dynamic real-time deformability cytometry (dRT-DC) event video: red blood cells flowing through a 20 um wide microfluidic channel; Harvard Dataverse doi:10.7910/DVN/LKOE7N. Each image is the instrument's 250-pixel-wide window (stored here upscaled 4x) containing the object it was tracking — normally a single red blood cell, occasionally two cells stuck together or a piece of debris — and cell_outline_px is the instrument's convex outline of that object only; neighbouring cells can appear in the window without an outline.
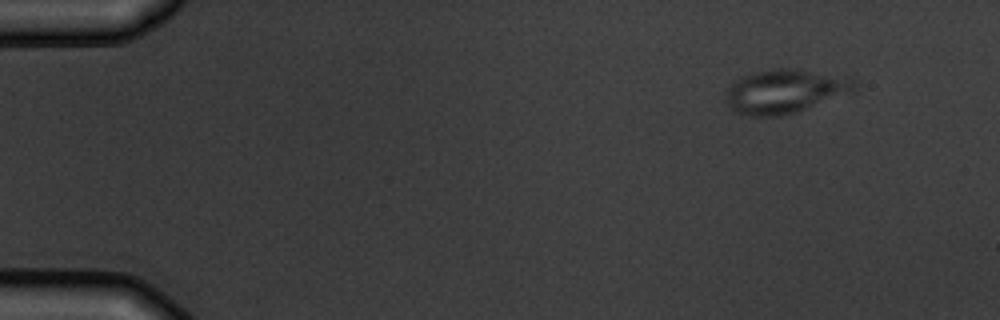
{"species": "common noctule bat (a hibernating species)", "species_latin": "Nyctalus noctula", "temperature_condition": "warm", "stored_images_in_passage": 7, "camera_frame_rate_fps": 3000, "um_per_image_px": 0.085, "animal": {"sex": "male", "body_mass_g": 19.5, "forearm_length_mm": 54.6}, "frame": {"image": 1, "passage_image": 1, "time_ms": 0.0, "image_size_px": [1000, 320], "cell_outline_px": [[856, 88], [852, 92], [796, 112], [776, 116], [752, 116], [736, 112], [724, 100], [724, 92], [740, 76], [752, 72], [776, 68], [792, 68], [852, 76], [856, 80]], "centroid_in_image_um": [66.74, 7.73], "position_along_channel_um": 18.3, "area_um2": 33.23}}